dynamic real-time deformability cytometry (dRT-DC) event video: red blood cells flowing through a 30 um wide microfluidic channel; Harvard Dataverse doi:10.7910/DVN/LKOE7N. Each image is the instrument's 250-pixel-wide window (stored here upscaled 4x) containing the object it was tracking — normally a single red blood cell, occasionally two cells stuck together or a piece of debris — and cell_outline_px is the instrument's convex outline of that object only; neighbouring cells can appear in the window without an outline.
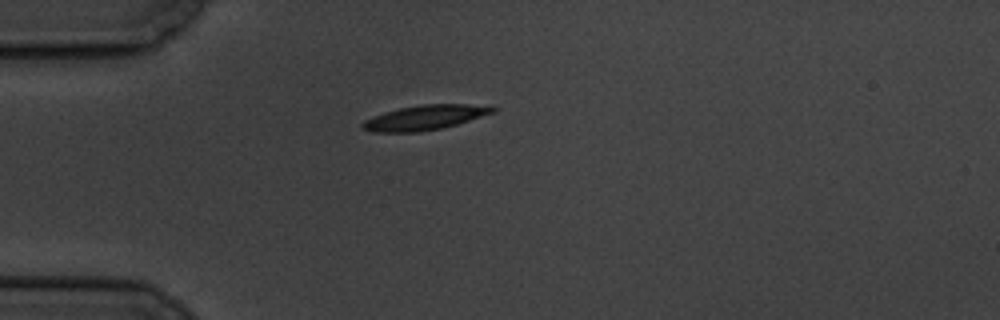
{"species": "common noctule bat (a hibernating species)", "species_latin": "Nyctalus noctula", "temperature_condition": "cold", "stored_images_in_passage": 2, "camera_frame_rate_fps": 3000, "um_per_image_px": 0.085, "animal": {"sex": "male", "body_mass_g": 19.5, "forearm_length_mm": 54.6}, "frame": {"image": 1, "passage_image": 1, "time_ms": 0.0, "image_size_px": [1000, 320], "cell_outline_px": [[496, 112], [456, 124], [440, 128], [420, 132], [372, 132], [360, 128], [360, 124], [364, 120], [372, 116], [384, 112], [400, 108], [424, 104], [492, 104], [496, 108]], "centroid_in_image_um": [36.13, 9.98], "position_along_channel_um": 48.9, "area_um2": 19.02}}